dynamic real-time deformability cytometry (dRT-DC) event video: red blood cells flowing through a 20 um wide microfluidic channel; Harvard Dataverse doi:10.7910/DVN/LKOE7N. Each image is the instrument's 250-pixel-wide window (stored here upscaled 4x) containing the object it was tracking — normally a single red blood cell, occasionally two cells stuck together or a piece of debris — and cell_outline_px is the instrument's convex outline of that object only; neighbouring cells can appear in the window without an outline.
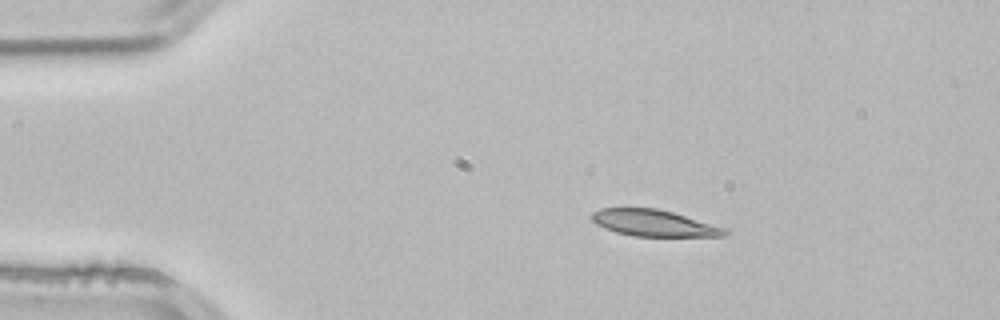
{"species": "common noctule bat (a hibernating species)", "species_latin": "Nyctalus noctula", "temperature_condition": "room temperature", "stored_images_in_passage": 3, "camera_frame_rate_fps": 3000, "um_per_image_px": 0.085, "animal": {"sex": "male", "body_mass_g": 21.5, "forearm_length_mm": 52.0}, "frame": {"image": 1, "passage_image": 2, "time_ms": 0.333, "image_size_px": [1000, 320], "cell_outline_px": [[728, 232], [724, 236], [632, 236], [616, 232], [596, 224], [592, 220], [592, 212], [600, 208], [656, 208], [672, 212], [728, 228]], "centroid_in_image_um": [55.59, 18.96], "position_along_channel_um": 29.4, "area_um2": 20.46}}